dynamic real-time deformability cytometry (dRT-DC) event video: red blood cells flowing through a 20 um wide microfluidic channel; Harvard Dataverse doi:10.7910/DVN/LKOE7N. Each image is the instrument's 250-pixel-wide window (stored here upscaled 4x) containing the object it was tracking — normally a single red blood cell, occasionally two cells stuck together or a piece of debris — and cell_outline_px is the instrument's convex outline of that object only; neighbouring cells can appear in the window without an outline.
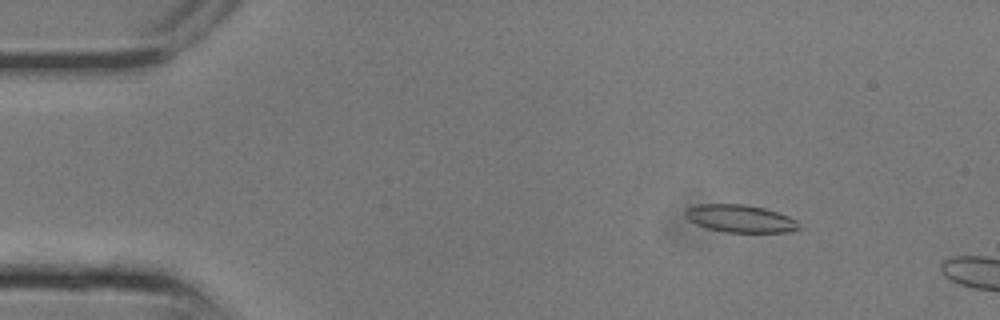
{"species": "common noctule bat (a hibernating species)", "species_latin": "Nyctalus noctula", "temperature_condition": "room temperature", "stored_images_in_passage": 6, "camera_frame_rate_fps": 3000, "um_per_image_px": 0.085, "animal": {"sex": "male", "body_mass_g": 13.3}, "frame": {"image": 1, "passage_image": 4, "time_ms": 1.0, "image_size_px": [1000, 320], "cell_outline_px": [[800, 228], [788, 232], [724, 232], [708, 228], [696, 224], [688, 220], [684, 216], [684, 212], [688, 208], [696, 204], [744, 204], [764, 208], [788, 216], [796, 220], [800, 224]], "centroid_in_image_um": [62.89, 18.58], "position_along_channel_um": 22.1, "area_um2": 18.26}}